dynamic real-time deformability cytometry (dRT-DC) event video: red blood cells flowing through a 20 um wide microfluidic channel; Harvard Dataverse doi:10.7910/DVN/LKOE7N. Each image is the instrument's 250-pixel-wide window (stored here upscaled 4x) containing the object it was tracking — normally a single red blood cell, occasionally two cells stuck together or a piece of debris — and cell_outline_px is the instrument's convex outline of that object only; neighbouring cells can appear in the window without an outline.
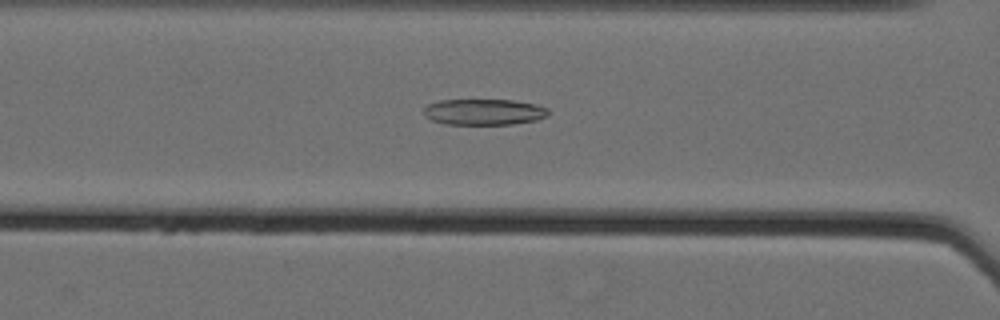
{"species": "Egyptian fruit bat (a non-hibernating species)", "species_latin": "Rousettus aegyptiacus", "temperature_condition": "cold", "stored_images_in_passage": 61, "camera_frame_rate_fps": 3000, "um_per_image_px": 0.085, "animal": {"sex": "female"}, "frame": {"image": 1, "passage_image": 30, "time_ms": 9.667, "image_size_px": [1000, 320], "cell_outline_px": [[548, 116], [536, 120], [512, 124], [444, 124], [432, 120], [424, 116], [424, 108], [428, 104], [440, 100], [512, 100], [536, 104], [548, 108]], "centroid_in_image_um": [41.13, 9.51], "position_along_channel_um": 125.5, "area_um2": 18.9}}
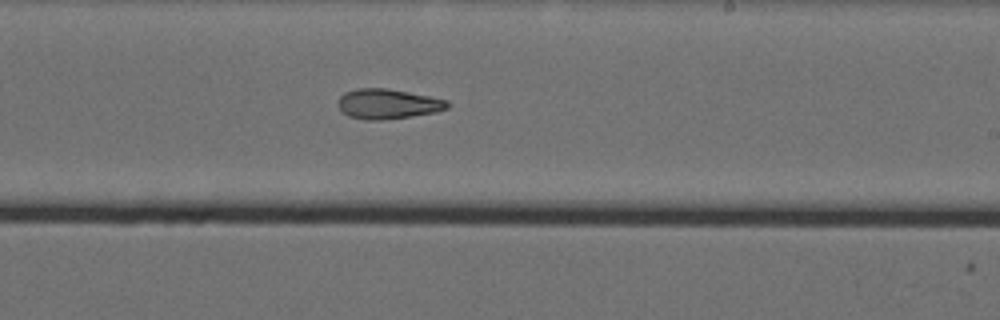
{"frame": {"image": 2, "passage_image": 41, "time_ms": 13.333, "image_size_px": [1000, 320], "cell_outline_px": [[448, 108], [436, 112], [384, 120], [364, 120], [348, 116], [336, 104], [340, 96], [344, 92], [356, 88], [388, 88], [448, 100]], "centroid_in_image_um": [32.92, 8.83], "position_along_channel_um": 256.1, "area_um2": 19.13}}
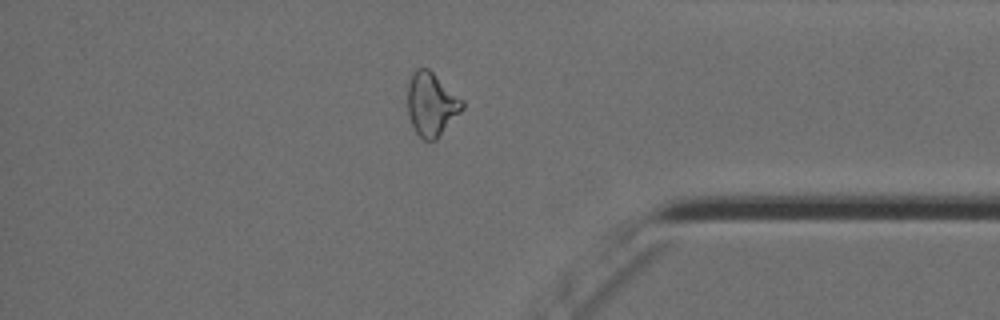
{"frame": {"image": 3, "passage_image": 54, "time_ms": 17.667, "image_size_px": [1000, 320], "cell_outline_px": [[464, 108], [436, 140], [424, 140], [416, 132], [408, 116], [408, 84], [412, 72], [416, 68], [428, 68], [464, 100]], "centroid_in_image_um": [36.68, 8.85], "position_along_channel_um": 398.5, "area_um2": 20.23}, "authors_computed_cell_mechanics": {"area_um2": 21.7906, "velocity_mm_per_s": 3.5516, "shape_relaxation_time_tau1_ms": null, "shape_relaxation_time_tau2_ms": 2.9835, "deformation_change_tau1": null, "deformation_change_tau2": 0.1063}}